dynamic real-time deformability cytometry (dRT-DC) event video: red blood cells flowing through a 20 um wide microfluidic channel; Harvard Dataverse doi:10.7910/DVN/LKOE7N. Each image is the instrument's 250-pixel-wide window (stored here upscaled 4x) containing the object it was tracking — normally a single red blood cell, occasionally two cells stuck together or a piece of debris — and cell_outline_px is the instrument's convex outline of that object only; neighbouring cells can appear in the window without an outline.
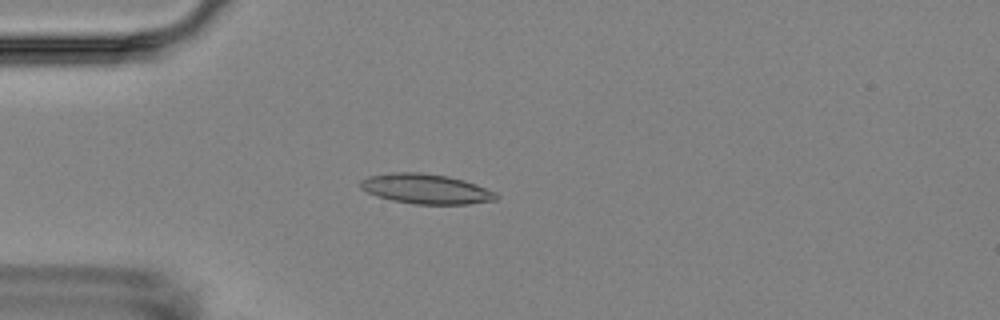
{"species": "Egyptian fruit bat (a non-hibernating species)", "species_latin": "Rousettus aegyptiacus", "temperature_condition": "room temperature", "stored_images_in_passage": 5, "camera_frame_rate_fps": 3000, "um_per_image_px": 0.085, "animal": {"sex": "female"}, "frame": {"image": 1, "passage_image": 5, "time_ms": 4.667, "image_size_px": [1000, 320], "cell_outline_px": [[500, 196], [496, 200], [468, 204], [416, 204], [392, 200], [376, 196], [360, 188], [360, 180], [368, 176], [392, 172], [420, 172], [448, 176], [464, 180], [476, 184], [496, 192]], "centroid_in_image_um": [36.21, 16.05], "position_along_channel_um": 48.8, "area_um2": 23.76}}